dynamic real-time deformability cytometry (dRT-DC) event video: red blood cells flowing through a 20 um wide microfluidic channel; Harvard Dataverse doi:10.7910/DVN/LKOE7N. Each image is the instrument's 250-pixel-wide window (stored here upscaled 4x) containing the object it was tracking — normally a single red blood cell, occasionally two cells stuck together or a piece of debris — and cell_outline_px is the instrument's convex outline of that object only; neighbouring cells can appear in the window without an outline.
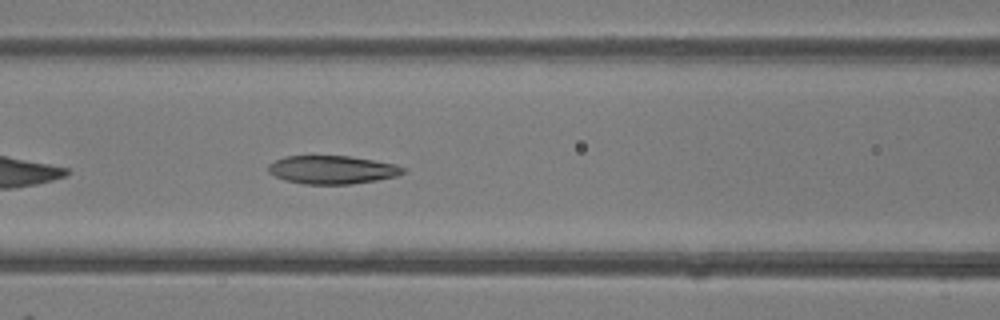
{"species": "common noctule bat (a hibernating species)", "species_latin": "Nyctalus noctula", "temperature_condition": "room temperature", "stored_images_in_passage": 36, "camera_frame_rate_fps": 3000, "um_per_image_px": 0.085, "animal": {"sex": "female"}, "frame": {"image": 1, "passage_image": 8, "time_ms": 2.333, "image_size_px": [1000, 320], "cell_outline_px": [[408, 172], [396, 176], [376, 180], [352, 184], [304, 184], [284, 180], [268, 172], [268, 164], [284, 156], [348, 156], [396, 164], [404, 168]], "centroid_in_image_um": [28.24, 14.43], "position_along_channel_um": 138.4, "area_um2": 22.2}}
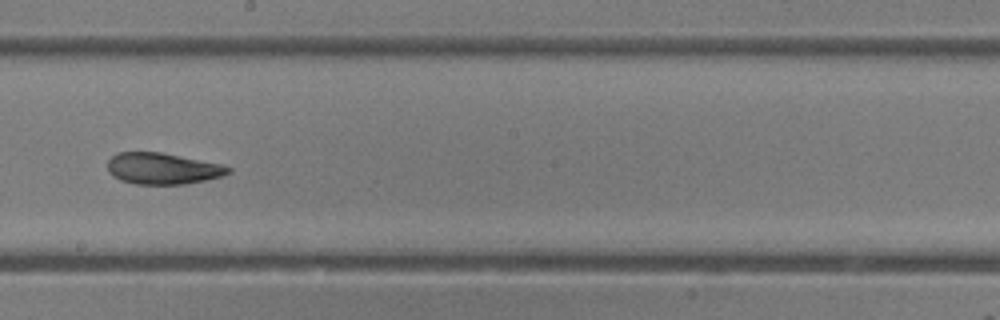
{"frame": {"image": 2, "passage_image": 15, "time_ms": 4.667, "image_size_px": [1000, 320], "cell_outline_px": [[232, 172], [220, 176], [204, 180], [184, 184], [136, 184], [120, 180], [112, 176], [108, 172], [108, 160], [112, 156], [120, 152], [160, 152], [224, 164], [232, 168]], "centroid_in_image_um": [13.83, 14.32], "position_along_channel_um": 234.4, "area_um2": 22.08}}
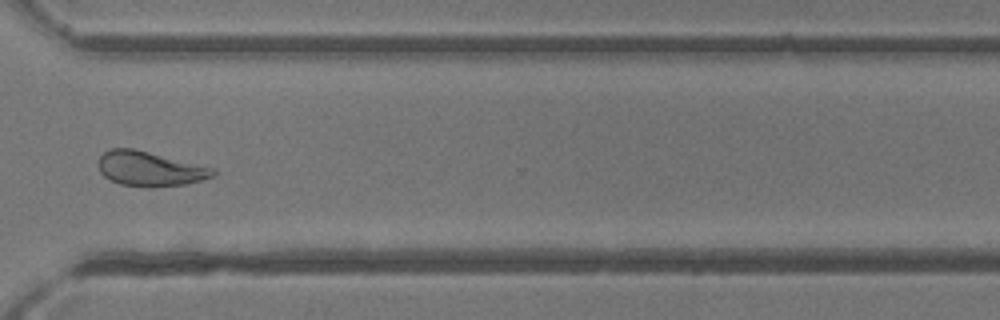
{"frame": {"image": 3, "passage_image": 24, "time_ms": 7.667, "image_size_px": [1000, 320], "cell_outline_px": [[216, 172], [212, 176], [200, 180], [184, 184], [156, 188], [148, 188], [120, 184], [104, 176], [100, 172], [100, 156], [104, 152], [112, 148], [132, 148], [216, 168]], "centroid_in_image_um": [12.75, 14.36], "position_along_channel_um": 357.8, "area_um2": 23.06}, "authors_computed_cell_mechanics": {"area_um2": 23.12, "velocity_mm_per_s": 4.1261, "shape_relaxation_time_tau1_ms": 5.667, "shape_relaxation_time_tau2_ms": 2.1717, "deformation_change_tau1": 0.1733, "deformation_change_tau2": 0.0878}}